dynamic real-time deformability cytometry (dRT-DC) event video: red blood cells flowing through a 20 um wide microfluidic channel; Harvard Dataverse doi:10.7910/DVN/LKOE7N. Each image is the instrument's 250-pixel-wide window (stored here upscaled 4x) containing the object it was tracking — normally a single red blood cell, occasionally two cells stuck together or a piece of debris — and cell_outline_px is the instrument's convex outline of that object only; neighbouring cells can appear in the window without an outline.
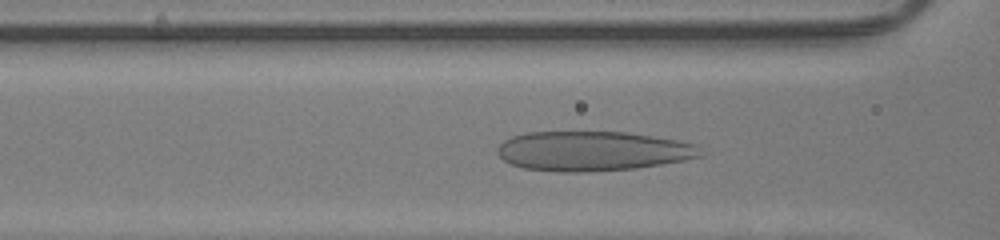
{"species": "human", "species_latin": "Homo sapiens", "temperature_condition": "room temperature", "stored_images_in_passage": 41, "camera_frame_rate_fps": 3000, "um_per_image_px": 0.085, "donor": {"sex": "male"}, "frame": {"image": 1, "passage_image": 20, "time_ms": 6.333, "image_size_px": [1000, 240], "cell_outline_px": [[700, 156], [684, 160], [636, 168], [588, 172], [556, 172], [524, 168], [508, 164], [496, 152], [496, 148], [504, 140], [512, 136], [524, 132], [628, 132], [676, 140], [696, 144]], "centroid_in_image_um": [50.29, 12.84], "position_along_channel_um": 116.3, "area_um2": 46.93}}
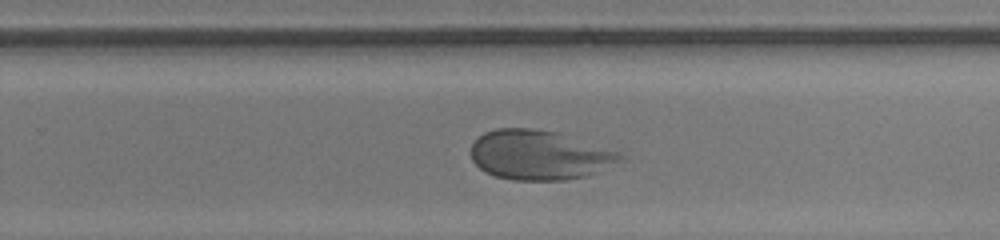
{"frame": {"image": 2, "passage_image": 32, "time_ms": 10.333, "image_size_px": [1000, 240], "cell_outline_px": [[628, 156], [620, 160], [584, 176], [564, 180], [512, 180], [496, 176], [484, 172], [472, 160], [472, 144], [484, 132], [496, 128], [532, 128], [560, 132], [620, 152]], "centroid_in_image_um": [45.82, 13.16], "position_along_channel_um": 284.0, "area_um2": 42.95}}
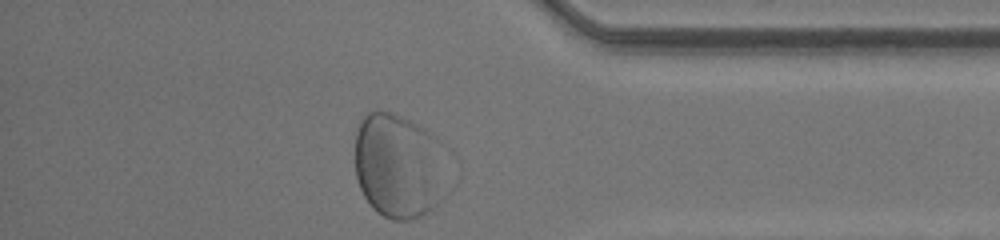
{"frame": {"image": 3, "passage_image": 41, "time_ms": 13.333, "image_size_px": [1000, 240], "cell_outline_px": [[456, 184], [444, 200], [420, 216], [408, 220], [392, 220], [376, 212], [372, 208], [364, 196], [360, 188], [356, 176], [356, 128], [364, 112], [388, 112], [400, 116], [420, 124], [452, 148]], "centroid_in_image_um": [34.15, 14.11], "position_along_channel_um": 401.1, "area_um2": 60.75}}